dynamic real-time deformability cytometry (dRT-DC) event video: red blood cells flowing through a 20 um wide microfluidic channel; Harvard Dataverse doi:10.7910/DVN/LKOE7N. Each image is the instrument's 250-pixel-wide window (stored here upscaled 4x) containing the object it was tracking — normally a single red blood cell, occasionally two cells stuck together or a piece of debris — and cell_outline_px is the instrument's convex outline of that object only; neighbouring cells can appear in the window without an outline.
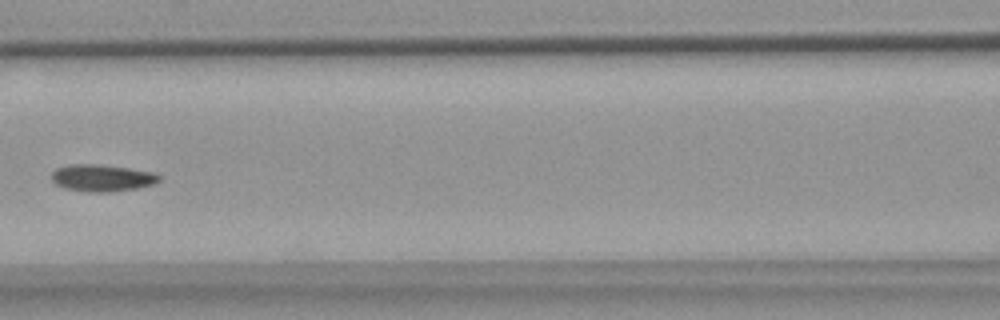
{"species": "common noctule bat (a hibernating species)", "species_latin": "Nyctalus noctula", "temperature_condition": "warm", "stored_images_in_passage": 7, "camera_frame_rate_fps": 3000, "um_per_image_px": 0.085, "animal": {"sex": "female", "body_mass_g": 18.4}, "frame": {"image": 1, "passage_image": 7, "time_ms": 7.667, "image_size_px": [1000, 320], "cell_outline_px": [[160, 180], [152, 184], [136, 188], [112, 192], [84, 192], [64, 188], [56, 184], [52, 180], [52, 172], [56, 168], [72, 164], [92, 164], [128, 168], [152, 172], [160, 176]], "centroid_in_image_um": [8.64, 15.13], "position_along_channel_um": 158.0, "area_um2": 16.76}}